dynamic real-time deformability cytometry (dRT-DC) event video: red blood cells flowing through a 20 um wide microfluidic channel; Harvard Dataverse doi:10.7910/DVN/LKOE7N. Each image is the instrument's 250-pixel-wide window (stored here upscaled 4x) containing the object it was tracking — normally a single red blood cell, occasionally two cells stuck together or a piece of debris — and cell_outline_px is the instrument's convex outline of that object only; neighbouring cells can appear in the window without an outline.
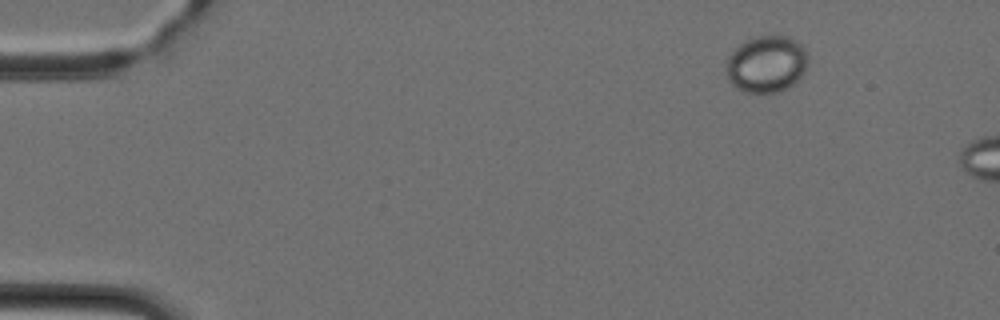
{"species": "Egyptian fruit bat (a non-hibernating species)", "species_latin": "Rousettus aegyptiacus", "temperature_condition": "cold", "stored_images_in_passage": 45, "camera_frame_rate_fps": 3000, "um_per_image_px": 0.085, "animal": {"sex": "female"}, "frame": {"image": 1, "passage_image": 5, "time_ms": 1.333, "image_size_px": [1000, 320], "cell_outline_px": [[808, 64], [804, 72], [788, 88], [780, 92], [744, 92], [736, 88], [728, 80], [728, 56], [740, 44], [756, 36], [788, 36], [796, 40], [804, 48], [808, 56]], "centroid_in_image_um": [65.18, 5.45], "position_along_channel_um": 19.8, "area_um2": 26.88}}
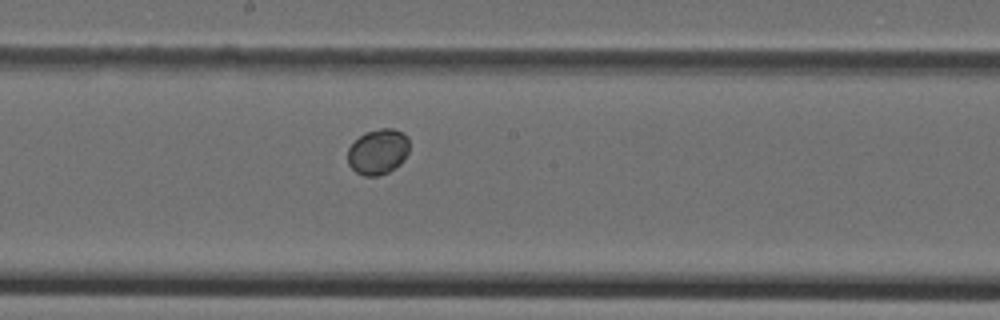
{"frame": {"image": 2, "passage_image": 26, "time_ms": 8.333, "image_size_px": [1000, 320], "cell_outline_px": [[408, 152], [404, 160], [396, 168], [380, 176], [364, 176], [356, 172], [348, 164], [348, 148], [364, 132], [380, 128], [392, 128], [404, 132], [408, 136]], "centroid_in_image_um": [32.15, 12.89], "position_along_channel_um": 216.1, "area_um2": 16.53}}
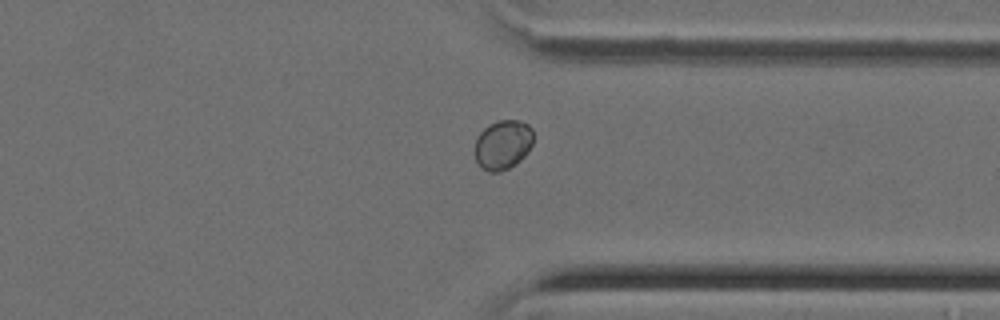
{"frame": {"image": 3, "passage_image": 37, "time_ms": 12.0, "image_size_px": [1000, 320], "cell_outline_px": [[532, 144], [524, 156], [516, 164], [500, 172], [488, 172], [476, 160], [476, 136], [488, 124], [500, 120], [520, 120], [528, 124], [532, 128]], "centroid_in_image_um": [42.75, 12.28], "position_along_channel_um": 368.7, "area_um2": 16.76}}